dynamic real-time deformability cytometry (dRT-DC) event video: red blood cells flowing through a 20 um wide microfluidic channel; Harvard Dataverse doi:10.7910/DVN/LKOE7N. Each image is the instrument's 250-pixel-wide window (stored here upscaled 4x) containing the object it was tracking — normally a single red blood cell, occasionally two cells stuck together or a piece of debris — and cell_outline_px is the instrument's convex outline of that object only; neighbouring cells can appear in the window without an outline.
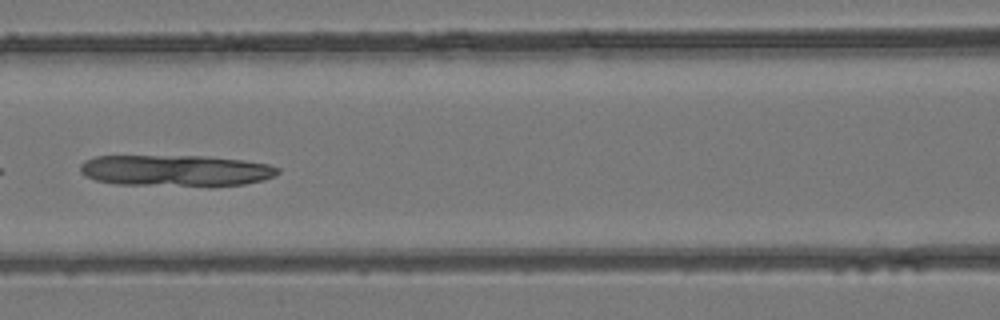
{"species": "common noctule bat (a hibernating species)", "species_latin": "Nyctalus noctula", "temperature_condition": "room temperature", "stored_images_in_passage": 6, "camera_frame_rate_fps": 3000, "um_per_image_px": 0.085, "animal": {"sex": "female", "body_mass_g": 24.6, "forearm_length_mm": 56.2}, "frame": {"image": 1, "passage_image": 5, "time_ms": 1.333, "image_size_px": [1000, 320], "cell_outline_px": [[280, 172], [264, 180], [244, 184], [116, 184], [96, 180], [84, 176], [80, 172], [80, 164], [84, 160], [96, 156], [208, 156], [244, 160], [268, 164], [280, 168]], "centroid_in_image_um": [14.9, 14.46], "position_along_channel_um": 151.7, "area_um2": 35.37}}
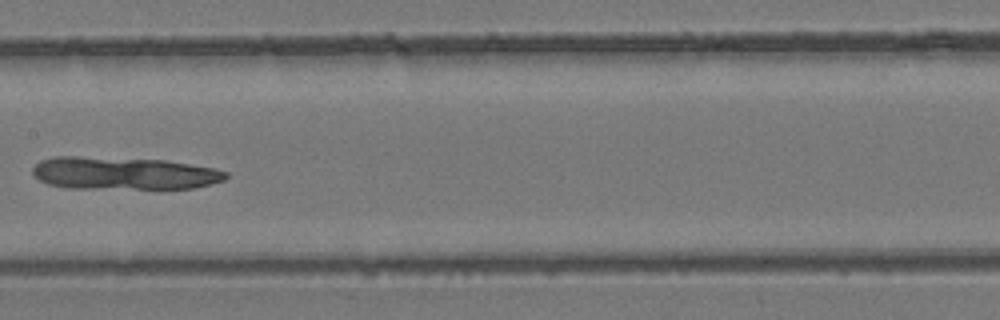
{"frame": {"image": 2, "passage_image": 6, "time_ms": 1.667, "image_size_px": [1000, 320], "cell_outline_px": [[228, 176], [224, 180], [192, 188], [68, 188], [48, 184], [40, 180], [32, 172], [32, 168], [40, 160], [56, 156], [76, 156], [164, 160], [212, 168], [228, 172]], "centroid_in_image_um": [10.47, 14.72], "position_along_channel_um": 196.9, "area_um2": 36.41}}